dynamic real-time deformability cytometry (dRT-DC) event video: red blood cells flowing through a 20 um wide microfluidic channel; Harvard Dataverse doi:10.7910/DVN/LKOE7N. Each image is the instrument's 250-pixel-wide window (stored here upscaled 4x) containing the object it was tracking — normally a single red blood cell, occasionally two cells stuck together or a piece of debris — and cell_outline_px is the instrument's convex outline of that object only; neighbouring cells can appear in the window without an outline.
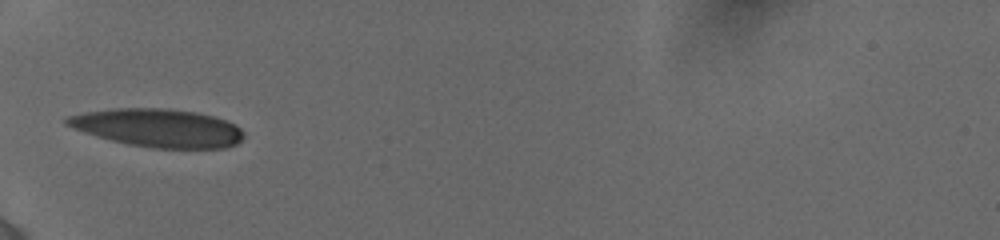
{"species": "human", "species_latin": "Homo sapiens", "temperature_condition": "cold", "stored_images_in_passage": 57, "camera_frame_rate_fps": 3000, "um_per_image_px": 0.085, "donor": {"sex": "female"}, "frame": {"image": 1, "passage_image": 1, "time_ms": 0.0, "image_size_px": [1000, 240], "cell_outline_px": [[244, 136], [236, 144], [228, 148], [152, 148], [128, 144], [96, 136], [72, 128], [64, 124], [64, 116], [84, 112], [112, 108], [164, 108], [200, 112], [216, 116], [228, 120], [236, 124], [244, 132]], "centroid_in_image_um": [13.44, 10.86], "position_along_channel_um": 71.6, "area_um2": 39.88}}
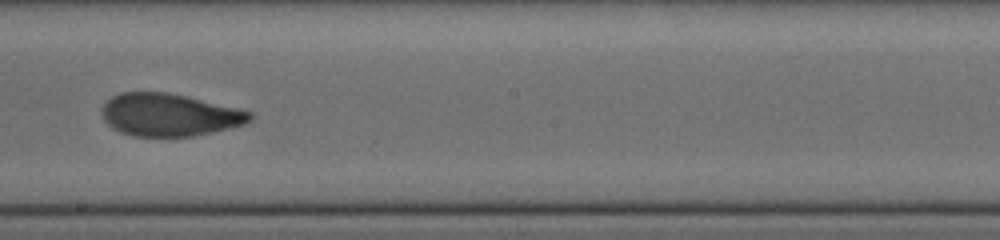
{"frame": {"image": 2, "passage_image": 22, "time_ms": 4.333, "image_size_px": [1000, 240], "cell_outline_px": [[252, 120], [244, 124], [212, 132], [192, 136], [132, 136], [120, 132], [112, 128], [104, 120], [100, 112], [104, 104], [112, 96], [120, 92], [168, 92], [240, 108], [252, 112]], "centroid_in_image_um": [14.38, 9.75], "position_along_channel_um": 233.8, "area_um2": 36.82}}
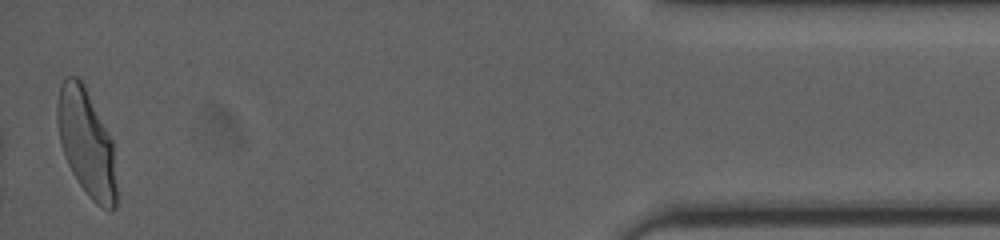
{"frame": {"image": 3, "passage_image": 56, "time_ms": 11.0, "image_size_px": [1000, 240], "cell_outline_px": [[116, 208], [112, 212], [108, 212], [96, 204], [88, 196], [72, 172], [64, 156], [60, 140], [56, 120], [56, 108], [60, 88], [64, 76], [80, 76], [112, 140], [116, 188]], "centroid_in_image_um": [7.34, 12.14], "position_along_channel_um": 427.9, "area_um2": 36.88}, "authors_computed_cell_mechanics": {"area_um2": 37.281, "velocity_mm_per_s": 3.869, "shape_relaxation_time_tau1_ms": 4.482, "shape_relaxation_time_tau2_ms": 1.3335, "deformation_change_tau1": 0.1775, "deformation_change_tau2": 0.0697}}